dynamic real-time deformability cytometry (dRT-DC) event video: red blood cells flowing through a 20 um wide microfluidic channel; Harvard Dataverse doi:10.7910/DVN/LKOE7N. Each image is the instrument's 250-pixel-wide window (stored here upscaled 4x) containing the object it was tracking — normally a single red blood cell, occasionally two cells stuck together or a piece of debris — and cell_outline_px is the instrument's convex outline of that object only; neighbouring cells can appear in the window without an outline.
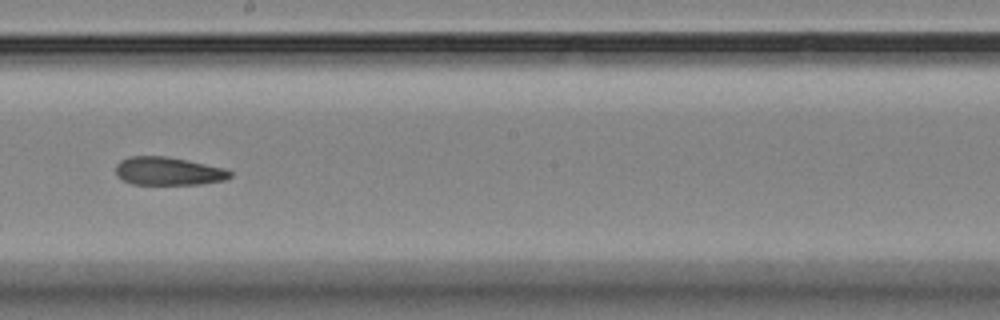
{"species": "Egyptian fruit bat (a non-hibernating species)", "species_latin": "Rousettus aegyptiacus", "temperature_condition": "room temperature", "stored_images_in_passage": 14, "camera_frame_rate_fps": 3000, "um_per_image_px": 0.085, "animal": {"sex": "female"}, "frame": {"image": 1, "passage_image": 7, "time_ms": 7.0, "image_size_px": [1000, 320], "cell_outline_px": [[232, 176], [228, 180], [200, 184], [132, 184], [116, 176], [116, 164], [120, 160], [128, 156], [164, 156], [188, 160], [224, 168], [232, 172]], "centroid_in_image_um": [14.31, 14.55], "position_along_channel_um": 233.9, "area_um2": 18.9}}
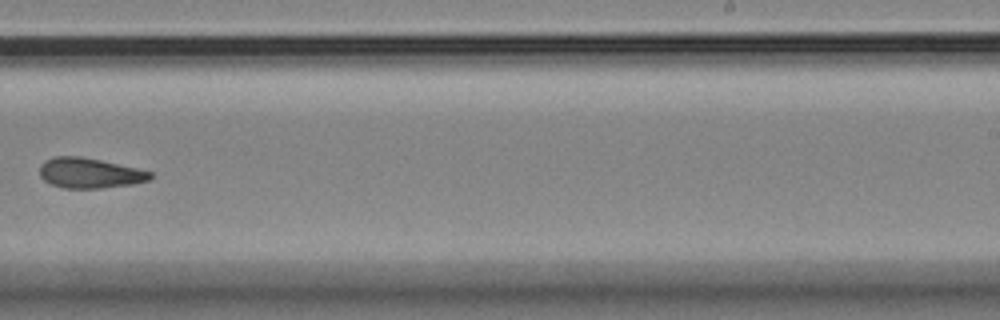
{"frame": {"image": 2, "passage_image": 8, "time_ms": 8.333, "image_size_px": [1000, 320], "cell_outline_px": [[152, 176], [148, 180], [132, 184], [100, 188], [64, 188], [52, 184], [44, 180], [40, 176], [40, 164], [44, 160], [56, 156], [80, 156], [100, 160], [136, 168], [152, 172]], "centroid_in_image_um": [7.58, 14.7], "position_along_channel_um": 281.4, "area_um2": 19.31}}
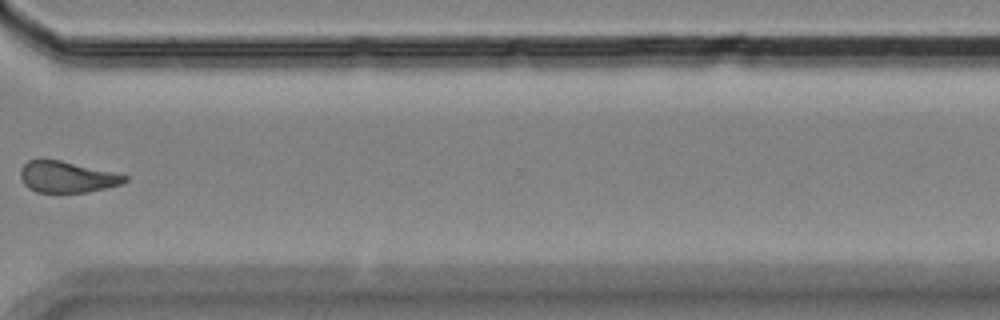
{"frame": {"image": 3, "passage_image": 10, "time_ms": 10.667, "image_size_px": [1000, 320], "cell_outline_px": [[128, 180], [124, 184], [88, 192], [36, 192], [28, 188], [24, 184], [20, 176], [20, 168], [28, 160], [60, 160], [112, 172], [128, 176]], "centroid_in_image_um": [5.69, 15.05], "position_along_channel_um": 364.9, "area_um2": 18.9}, "authors_computed_cell_mechanics": {"area_um2": 19.8543, "velocity_mm_per_s": 3.5782, "shape_relaxation_time_tau1_ms": 8.6779, "shape_relaxation_time_tau2_ms": 4.5969, "deformation_change_tau1": 0.1808, "deformation_change_tau2": 0.1341}}